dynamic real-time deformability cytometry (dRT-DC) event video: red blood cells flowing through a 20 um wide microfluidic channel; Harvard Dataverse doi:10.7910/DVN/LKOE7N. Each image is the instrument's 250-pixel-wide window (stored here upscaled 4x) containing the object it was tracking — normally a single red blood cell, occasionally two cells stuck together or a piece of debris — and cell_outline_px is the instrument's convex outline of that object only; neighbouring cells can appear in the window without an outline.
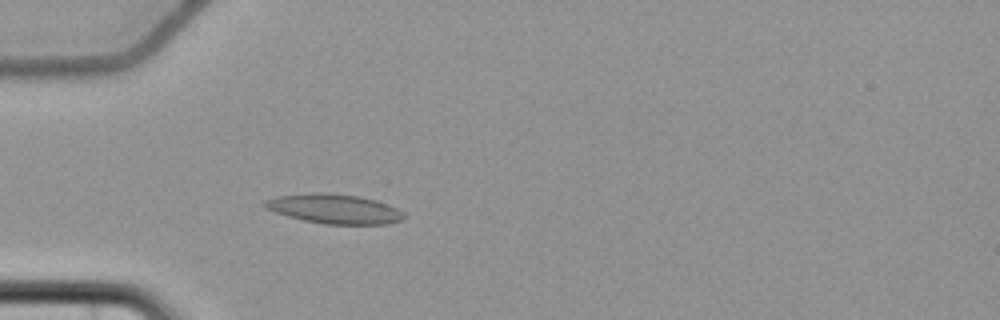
{"species": "common noctule bat (a hibernating species)", "species_latin": "Nyctalus noctula", "temperature_condition": "cold", "stored_images_in_passage": 6, "camera_frame_rate_fps": 3000, "um_per_image_px": 0.085, "animal": {"sex": "female", "body_mass_g": 22.7, "forearm_length_mm": 54.2}, "frame": {"image": 1, "passage_image": 6, "time_ms": 6.0, "image_size_px": [1000, 320], "cell_outline_px": [[408, 216], [404, 220], [388, 224], [324, 224], [304, 220], [288, 216], [264, 208], [260, 204], [264, 200], [276, 196], [312, 192], [324, 192], [360, 196], [376, 200], [388, 204], [404, 212]], "centroid_in_image_um": [28.43, 17.74], "position_along_channel_um": 56.6, "area_um2": 24.33}}